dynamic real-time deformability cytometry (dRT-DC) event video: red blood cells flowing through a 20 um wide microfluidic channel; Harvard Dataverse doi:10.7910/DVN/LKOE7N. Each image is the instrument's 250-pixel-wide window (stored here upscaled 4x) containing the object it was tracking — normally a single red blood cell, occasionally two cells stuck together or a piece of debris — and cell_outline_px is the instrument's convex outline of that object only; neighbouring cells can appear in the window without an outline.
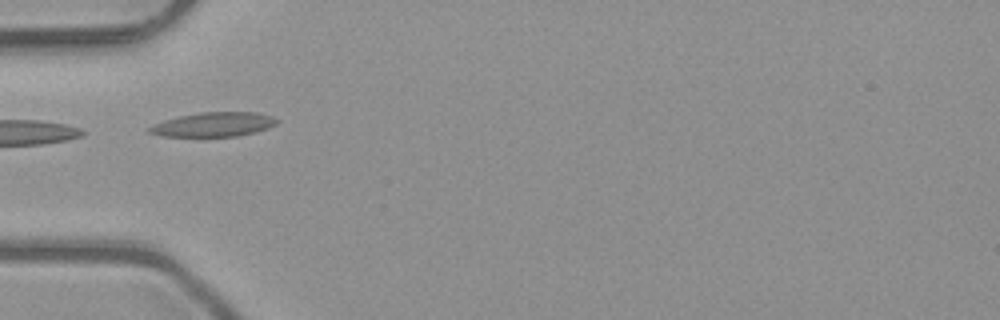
{"species": "common noctule bat (a hibernating species)", "species_latin": "Nyctalus noctula", "temperature_condition": "room temperature", "stored_images_in_passage": 6, "camera_frame_rate_fps": 3000, "um_per_image_px": 0.085, "animal": {"sex": "male", "body_mass_g": 23.1, "forearm_length_mm": 52.7}, "frame": {"image": 1, "passage_image": 5, "time_ms": 1.333, "image_size_px": [1000, 320], "cell_outline_px": [[280, 120], [276, 124], [268, 128], [256, 132], [236, 136], [160, 136], [148, 132], [148, 128], [152, 124], [164, 120], [180, 116], [200, 112], [256, 112], [272, 116]], "centroid_in_image_um": [18.16, 10.57], "position_along_channel_um": 66.8, "area_um2": 18.09}}
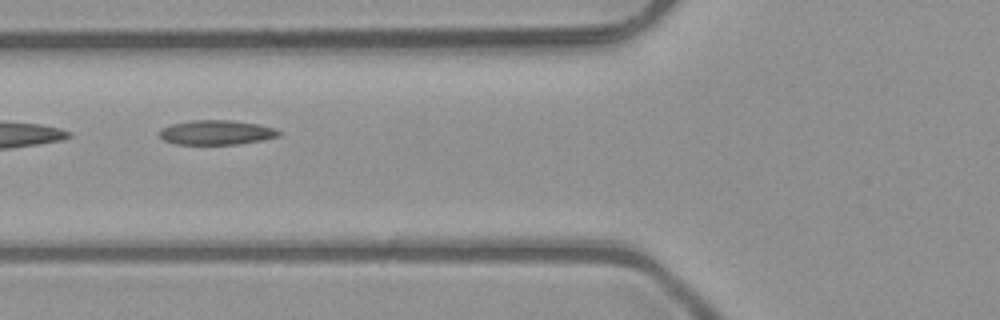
{"frame": {"image": 2, "passage_image": 6, "time_ms": 1.667, "image_size_px": [1000, 320], "cell_outline_px": [[284, 132], [280, 136], [240, 144], [176, 144], [164, 140], [160, 136], [160, 128], [172, 124], [192, 120], [232, 120], [260, 124], [276, 128]], "centroid_in_image_um": [18.45, 11.25], "position_along_channel_um": 107.3, "area_um2": 17.22}}